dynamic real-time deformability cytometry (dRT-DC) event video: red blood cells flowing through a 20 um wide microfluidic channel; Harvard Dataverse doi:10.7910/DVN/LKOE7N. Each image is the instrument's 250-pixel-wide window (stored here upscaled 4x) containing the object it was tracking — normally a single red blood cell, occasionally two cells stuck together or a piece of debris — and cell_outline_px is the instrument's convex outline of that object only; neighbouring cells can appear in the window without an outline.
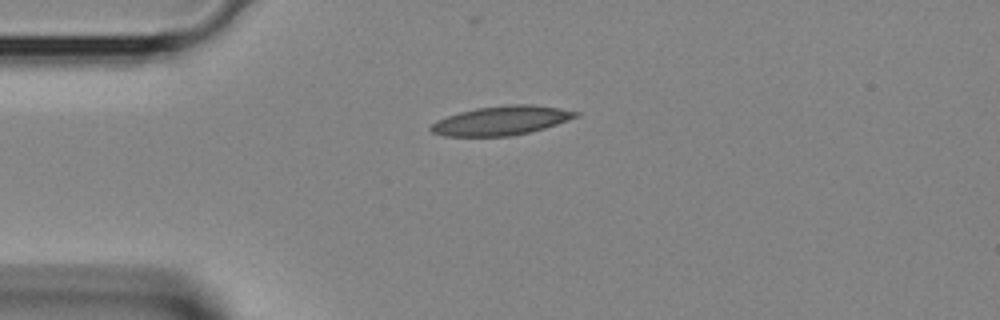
{"species": "Egyptian fruit bat (a non-hibernating species)", "species_latin": "Rousettus aegyptiacus", "temperature_condition": "room temperature", "stored_images_in_passage": 31, "camera_frame_rate_fps": 3000, "um_per_image_px": 0.085, "animal": {"sex": "female"}, "frame": {"image": 1, "passage_image": 1, "time_ms": 0.0, "image_size_px": [1000, 320], "cell_outline_px": [[580, 116], [544, 128], [512, 136], [444, 136], [432, 132], [428, 128], [436, 120], [460, 112], [476, 108], [508, 104], [532, 104], [560, 108], [580, 112]], "centroid_in_image_um": [42.62, 10.24], "position_along_channel_um": 42.4, "area_um2": 24.57}}
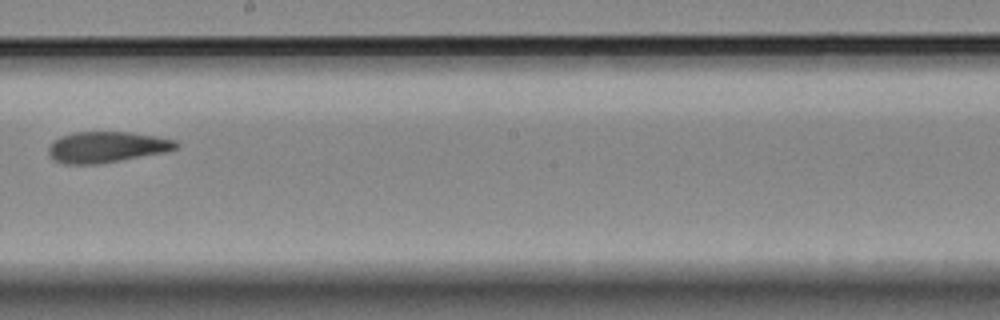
{"frame": {"image": 2, "passage_image": 14, "time_ms": 4.333, "image_size_px": [1000, 320], "cell_outline_px": [[180, 148], [168, 152], [100, 164], [64, 164], [52, 160], [48, 152], [48, 148], [60, 136], [76, 132], [128, 132], [156, 136], [176, 140], [180, 144]], "centroid_in_image_um": [9.13, 12.51], "position_along_channel_um": 239.1, "area_um2": 23.29}}
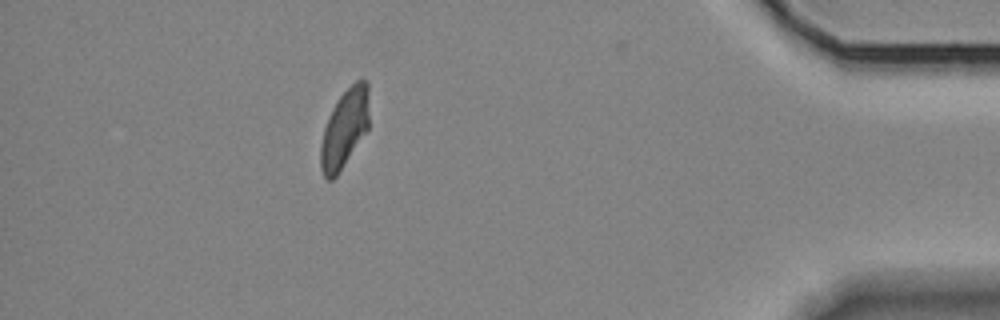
{"frame": {"image": 3, "passage_image": 27, "time_ms": 8.667, "image_size_px": [1000, 320], "cell_outline_px": [[368, 128], [336, 176], [332, 180], [328, 180], [324, 176], [320, 168], [320, 148], [324, 128], [328, 116], [332, 108], [340, 96], [356, 80], [368, 80]], "centroid_in_image_um": [29.27, 10.91], "position_along_channel_um": 405.9, "area_um2": 21.85}}